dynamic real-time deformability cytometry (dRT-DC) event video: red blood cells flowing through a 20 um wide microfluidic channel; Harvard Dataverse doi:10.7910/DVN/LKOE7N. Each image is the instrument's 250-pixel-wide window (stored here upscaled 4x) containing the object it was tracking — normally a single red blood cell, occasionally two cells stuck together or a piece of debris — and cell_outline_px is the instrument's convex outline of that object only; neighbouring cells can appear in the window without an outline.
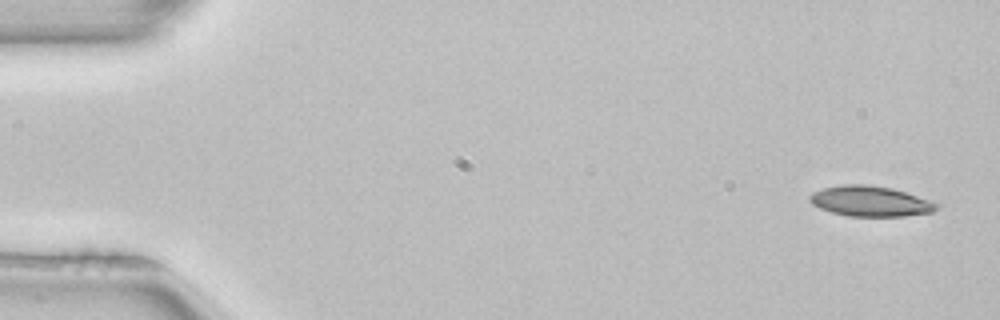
{"species": "common noctule bat (a hibernating species)", "species_latin": "Nyctalus noctula", "temperature_condition": "room temperature", "stored_images_in_passage": 4, "camera_frame_rate_fps": 3000, "um_per_image_px": 0.085, "animal": {"sex": "female", "body_mass_g": 22.7, "forearm_length_mm": 54.2}, "frame": {"image": 1, "passage_image": 1, "time_ms": 0.0, "image_size_px": [1000, 320], "cell_outline_px": [[940, 208], [932, 212], [904, 216], [848, 216], [832, 212], [820, 208], [812, 204], [808, 200], [808, 196], [812, 192], [824, 188], [844, 184], [864, 184], [892, 188], [940, 204]], "centroid_in_image_um": [73.96, 17.1], "position_along_channel_um": 11.0, "area_um2": 22.37}}
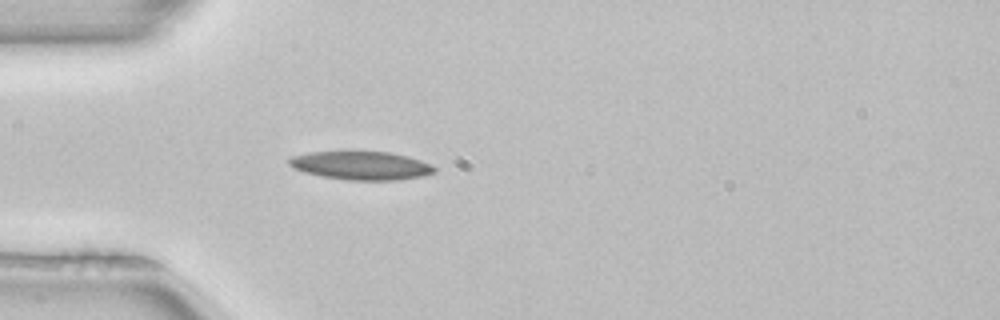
{"frame": {"image": 2, "passage_image": 4, "time_ms": 1.0, "image_size_px": [1000, 320], "cell_outline_px": [[436, 172], [424, 176], [400, 180], [348, 180], [320, 176], [304, 172], [292, 168], [288, 164], [288, 160], [292, 156], [312, 152], [388, 152], [408, 156], [432, 164], [436, 168]], "centroid_in_image_um": [30.72, 14.08], "position_along_channel_um": 54.3, "area_um2": 24.16}}